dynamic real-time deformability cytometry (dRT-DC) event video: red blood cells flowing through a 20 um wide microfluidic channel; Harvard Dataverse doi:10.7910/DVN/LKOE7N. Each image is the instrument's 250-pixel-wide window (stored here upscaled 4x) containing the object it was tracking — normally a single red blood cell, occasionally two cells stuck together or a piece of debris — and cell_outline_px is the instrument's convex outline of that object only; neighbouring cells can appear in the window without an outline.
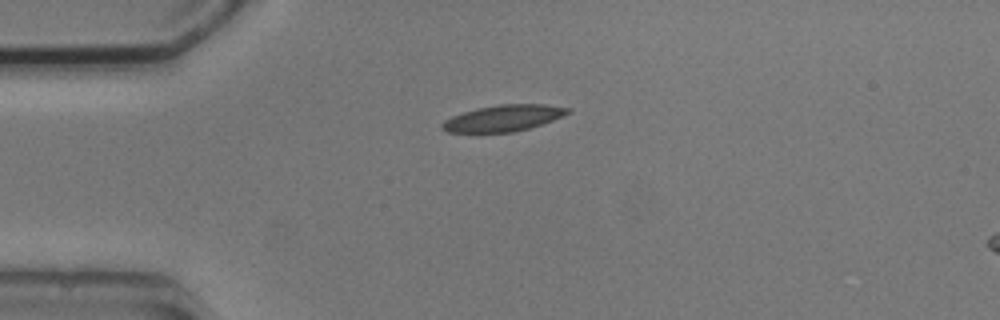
{"species": "common noctule bat (a hibernating species)", "species_latin": "Nyctalus noctula", "temperature_condition": "cold", "stored_images_in_passage": 11, "camera_frame_rate_fps": 3000, "um_per_image_px": 0.085, "animal": {"sex": "male", "body_mass_g": 20.5, "forearm_length_mm": 52.5}, "frame": {"image": 1, "passage_image": 1, "time_ms": 0.0, "image_size_px": [1000, 320], "cell_outline_px": [[572, 112], [552, 120], [528, 128], [512, 132], [476, 136], [448, 132], [440, 128], [440, 124], [444, 120], [452, 116], [476, 108], [500, 104], [544, 104], [572, 108]], "centroid_in_image_um": [42.68, 10.09], "position_along_channel_um": 42.3, "area_um2": 20.11}}
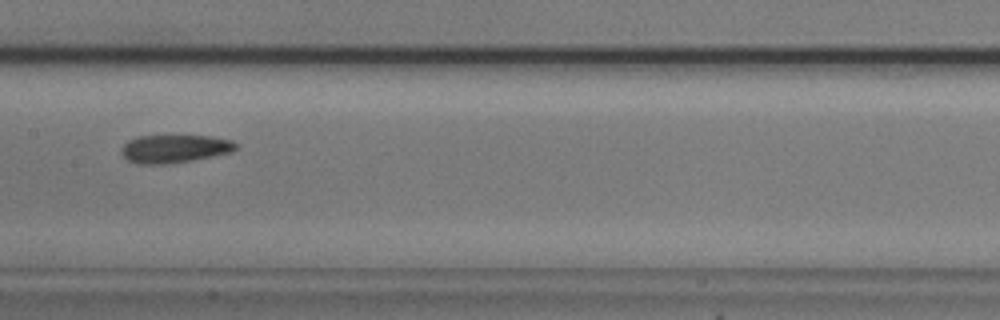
{"frame": {"image": 2, "passage_image": 5, "time_ms": 4.667, "image_size_px": [1000, 320], "cell_outline_px": [[240, 144], [232, 152], [172, 164], [136, 164], [128, 160], [120, 152], [120, 148], [128, 140], [136, 136], [212, 136], [232, 140]], "centroid_in_image_um": [14.83, 12.64], "position_along_channel_um": 192.6, "area_um2": 18.96}}
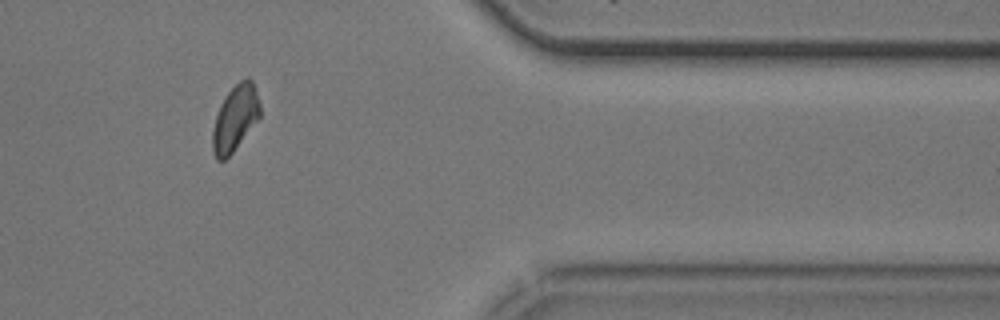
{"frame": {"image": 3, "passage_image": 10, "time_ms": 10.667, "image_size_px": [1000, 320], "cell_outline_px": [[260, 116], [232, 152], [224, 160], [216, 160], [212, 152], [212, 132], [216, 116], [220, 104], [228, 92], [240, 80], [248, 76], [252, 80], [256, 88], [260, 104]], "centroid_in_image_um": [19.98, 10.02], "position_along_channel_um": 391.4, "area_um2": 18.03}, "authors_computed_cell_mechanics": {"area_um2": 18.9584, "velocity_mm_per_s": 3.6896, "shape_relaxation_time_tau1_ms": null, "shape_relaxation_time_tau2_ms": 6.6387, "deformation_change_tau1": null, "deformation_change_tau2": 0.1263}}